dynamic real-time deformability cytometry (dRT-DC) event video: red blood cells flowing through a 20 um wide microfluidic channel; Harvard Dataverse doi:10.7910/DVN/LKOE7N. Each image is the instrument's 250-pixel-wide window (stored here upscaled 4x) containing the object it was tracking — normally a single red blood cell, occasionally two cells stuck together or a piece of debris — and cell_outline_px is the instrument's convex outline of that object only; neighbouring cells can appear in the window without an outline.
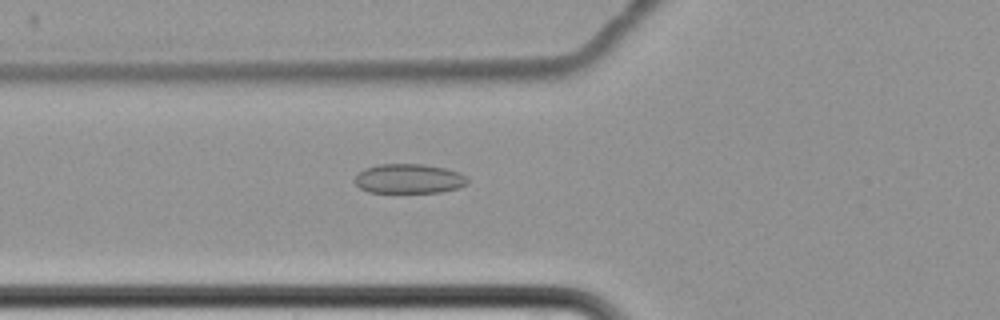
{"species": "common noctule bat (a hibernating species)", "species_latin": "Nyctalus noctula", "temperature_condition": "cold", "stored_images_in_passage": 8, "camera_frame_rate_fps": 3000, "um_per_image_px": 0.085, "animal": {"sex": "female", "body_mass_g": 22.7, "forearm_length_mm": 54.2}, "frame": {"image": 1, "passage_image": 8, "time_ms": 8.333, "image_size_px": [1000, 320], "cell_outline_px": [[468, 184], [460, 188], [440, 192], [368, 192], [360, 188], [352, 180], [364, 168], [380, 164], [424, 164], [444, 168], [460, 172], [468, 180]], "centroid_in_image_um": [34.76, 15.19], "position_along_channel_um": 91.0, "area_um2": 19.48}}